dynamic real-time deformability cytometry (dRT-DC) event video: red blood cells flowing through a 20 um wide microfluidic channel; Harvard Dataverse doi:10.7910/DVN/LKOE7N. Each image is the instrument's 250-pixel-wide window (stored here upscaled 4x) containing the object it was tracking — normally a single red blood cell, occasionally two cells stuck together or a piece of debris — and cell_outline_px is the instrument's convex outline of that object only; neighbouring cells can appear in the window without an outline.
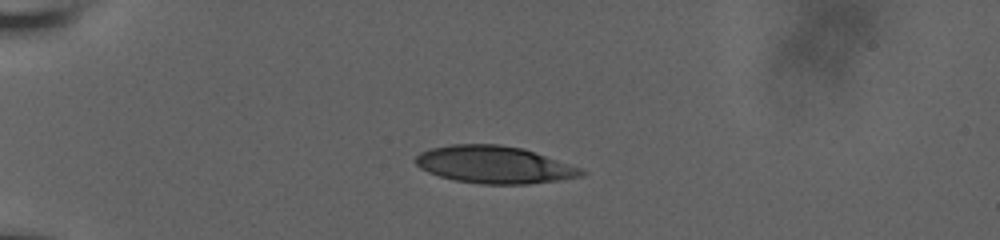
{"species": "human", "species_latin": "Homo sapiens", "temperature_condition": "room temperature", "stored_images_in_passage": 8, "camera_frame_rate_fps": 3000, "um_per_image_px": 0.085, "donor": {"sex": "male"}, "frame": {"image": 1, "passage_image": 1, "time_ms": 0.0, "image_size_px": [1000, 240], "cell_outline_px": [[588, 172], [584, 176], [560, 180], [528, 184], [480, 184], [456, 180], [440, 176], [428, 172], [420, 168], [416, 164], [416, 156], [420, 152], [432, 148], [452, 144], [500, 144], [524, 148], [580, 168]], "centroid_in_image_um": [42.03, 14.0], "position_along_channel_um": 43.0, "area_um2": 36.07}}
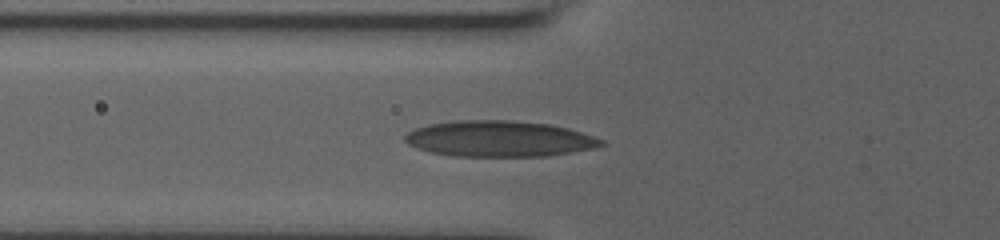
{"frame": {"image": 2, "passage_image": 7, "time_ms": 2.333, "image_size_px": [1000, 240], "cell_outline_px": [[604, 144], [596, 148], [548, 156], [452, 156], [432, 152], [416, 148], [408, 144], [404, 140], [404, 136], [408, 132], [416, 128], [428, 124], [456, 120], [512, 120], [552, 124], [568, 128], [604, 140]], "centroid_in_image_um": [42.43, 11.79], "position_along_channel_um": 83.4, "area_um2": 41.27}}